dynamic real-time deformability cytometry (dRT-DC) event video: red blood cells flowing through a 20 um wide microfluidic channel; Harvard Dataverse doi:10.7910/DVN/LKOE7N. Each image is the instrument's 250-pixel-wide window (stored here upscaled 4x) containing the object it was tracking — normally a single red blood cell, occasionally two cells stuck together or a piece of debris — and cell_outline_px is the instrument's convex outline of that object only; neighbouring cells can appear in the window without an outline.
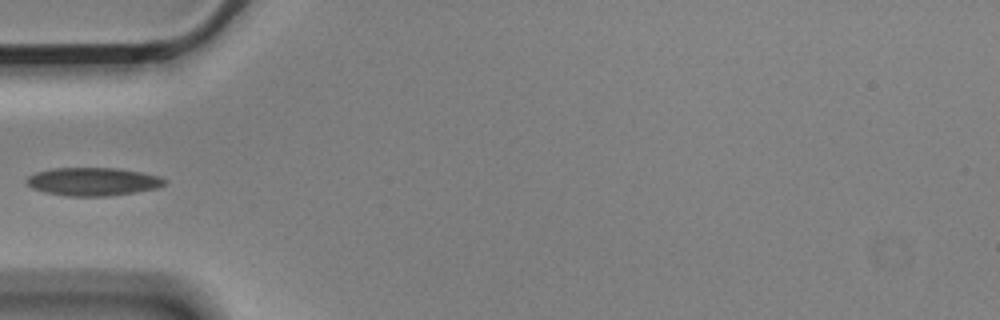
{"species": "Egyptian fruit bat (a non-hibernating species)", "species_latin": "Rousettus aegyptiacus", "temperature_condition": "cold", "stored_images_in_passage": 6, "camera_frame_rate_fps": 3000, "um_per_image_px": 0.085, "animal": {"sex": "male"}, "frame": {"image": 1, "passage_image": 6, "time_ms": 1.667, "image_size_px": [1000, 320], "cell_outline_px": [[168, 180], [164, 184], [156, 188], [136, 192], [108, 196], [68, 196], [44, 192], [32, 188], [24, 180], [28, 176], [36, 172], [52, 168], [116, 168], [140, 172], [160, 176]], "centroid_in_image_um": [7.88, 15.43], "position_along_channel_um": 77.1, "area_um2": 22.66}}